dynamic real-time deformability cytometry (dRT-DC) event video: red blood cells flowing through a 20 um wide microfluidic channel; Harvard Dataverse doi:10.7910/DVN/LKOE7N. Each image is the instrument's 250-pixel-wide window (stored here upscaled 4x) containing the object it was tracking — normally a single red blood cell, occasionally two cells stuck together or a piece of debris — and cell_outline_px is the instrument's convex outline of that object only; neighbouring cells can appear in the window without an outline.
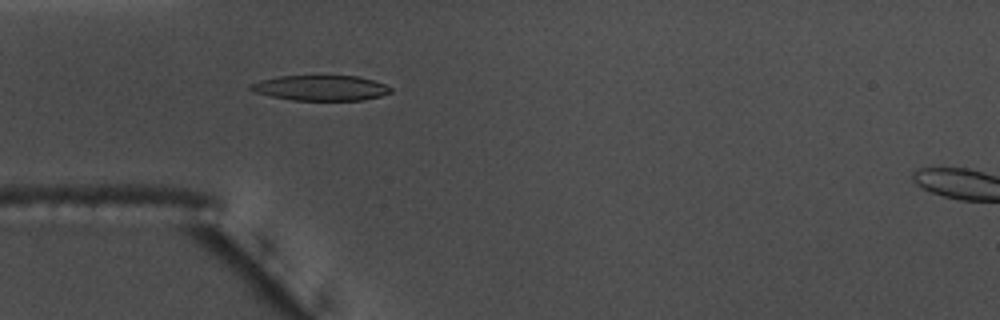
{"species": "common noctule bat (a hibernating species)", "species_latin": "Nyctalus noctula", "temperature_condition": "warm", "stored_images_in_passage": 28, "camera_frame_rate_fps": 3000, "um_per_image_px": 0.085, "animal": {"sex": "male", "body_mass_g": 17.5, "forearm_length_mm": 52.3}, "frame": {"image": 1, "passage_image": 1, "time_ms": 0.0, "image_size_px": [1000, 320], "cell_outline_px": [[392, 92], [380, 96], [364, 100], [292, 100], [272, 96], [256, 92], [248, 88], [248, 84], [260, 80], [280, 76], [356, 76], [372, 80], [384, 84], [392, 88]], "centroid_in_image_um": [27.25, 7.47], "position_along_channel_um": 57.7, "area_um2": 20.52}}
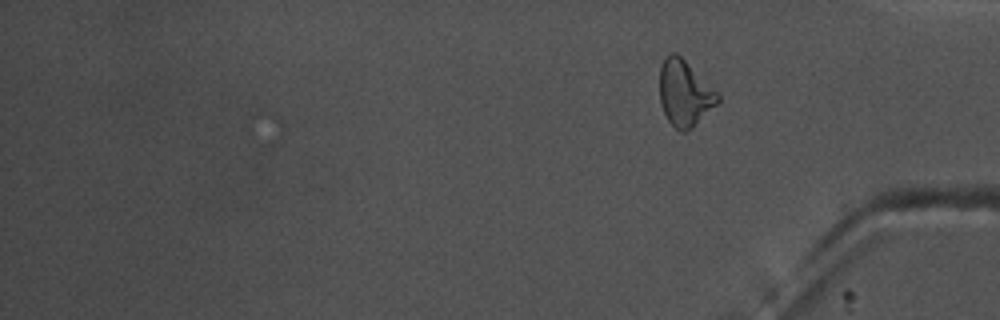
{"frame": {"image": 2, "passage_image": 28, "time_ms": 9.0, "image_size_px": [1000, 320], "cell_outline_px": [[720, 100], [692, 128], [684, 132], [680, 132], [668, 120], [660, 104], [660, 68], [664, 60], [672, 52], [676, 52], [720, 96]], "centroid_in_image_um": [58.17, 7.95], "position_along_channel_um": 377.0, "area_um2": 21.68}, "authors_computed_cell_mechanics": {"area_um2": 20.808, "velocity_mm_per_s": 3.6704, "shape_relaxation_time_tau1_ms": 4.2451, "shape_relaxation_time_tau2_ms": 4.9628, "deformation_change_tau1": 0.1683, "deformation_change_tau2": 0.1287}}